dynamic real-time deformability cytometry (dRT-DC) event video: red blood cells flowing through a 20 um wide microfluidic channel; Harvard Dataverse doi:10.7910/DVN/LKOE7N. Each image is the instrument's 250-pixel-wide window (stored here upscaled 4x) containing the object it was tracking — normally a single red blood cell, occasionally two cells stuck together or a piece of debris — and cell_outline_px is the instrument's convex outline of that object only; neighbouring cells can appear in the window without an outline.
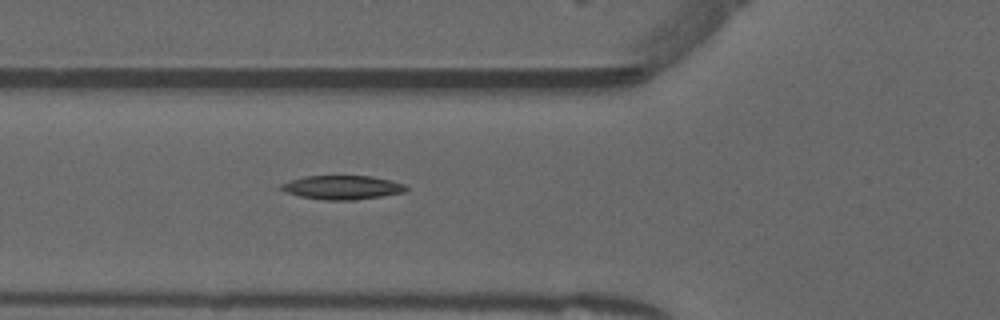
{"species": "common noctule bat (a hibernating species)", "species_latin": "Nyctalus noctula", "temperature_condition": "warm", "stored_images_in_passage": 31, "camera_frame_rate_fps": 3000, "um_per_image_px": 0.085, "animal": {"sex": "male", "forearm_length_mm": 52.5}, "frame": {"image": 1, "passage_image": 5, "time_ms": 1.333, "image_size_px": [1000, 320], "cell_outline_px": [[408, 188], [404, 192], [356, 200], [324, 200], [300, 196], [288, 192], [280, 188], [280, 184], [304, 176], [372, 176], [392, 180], [404, 184]], "centroid_in_image_um": [29.12, 15.93], "position_along_channel_um": 96.7, "area_um2": 17.28}, "authors_computed_cell_mechanics": {"area_um2": 16.9932, "velocity_mm_per_s": 3.9427, "shape_relaxation_time_tau1_ms": null, "shape_relaxation_time_tau2_ms": 6.1058, "deformation_change_tau1": null, "deformation_change_tau2": 0.1318}}